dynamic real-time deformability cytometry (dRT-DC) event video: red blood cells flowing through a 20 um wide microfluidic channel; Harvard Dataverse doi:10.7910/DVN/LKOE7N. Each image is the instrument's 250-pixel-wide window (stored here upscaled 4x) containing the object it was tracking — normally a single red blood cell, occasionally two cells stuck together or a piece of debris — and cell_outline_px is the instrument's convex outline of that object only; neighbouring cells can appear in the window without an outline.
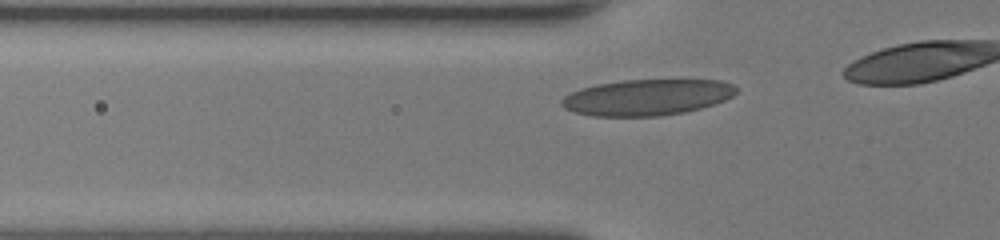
{"species": "human", "species_latin": "Homo sapiens", "temperature_condition": "room temperature", "stored_images_in_passage": 12, "camera_frame_rate_fps": 3000, "um_per_image_px": 0.085, "donor": {"sex": "female"}, "frame": {"image": 1, "passage_image": 4, "time_ms": 1.0, "image_size_px": [1000, 240], "cell_outline_px": [[736, 92], [732, 96], [716, 104], [684, 112], [660, 116], [592, 116], [576, 112], [564, 108], [560, 104], [560, 100], [564, 96], [580, 88], [596, 84], [624, 80], [720, 80], [732, 84], [736, 88]], "centroid_in_image_um": [54.98, 8.27], "position_along_channel_um": 70.8, "area_um2": 36.7}}
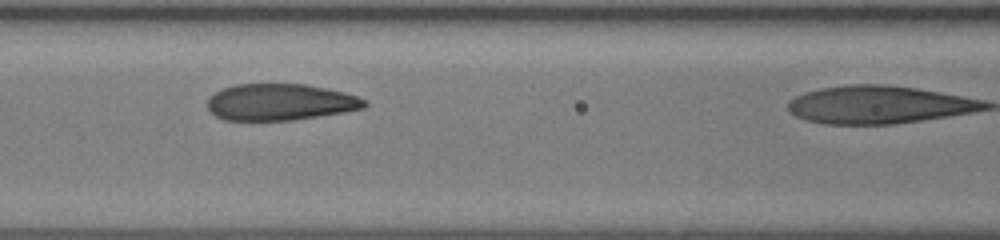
{"frame": {"image": 2, "passage_image": 9, "time_ms": 2.667, "image_size_px": [1000, 240], "cell_outline_px": [[368, 104], [364, 108], [344, 112], [292, 120], [224, 120], [216, 116], [208, 108], [208, 100], [216, 92], [224, 88], [236, 84], [308, 84], [328, 88], [344, 92], [356, 96], [364, 100]], "centroid_in_image_um": [23.84, 8.67], "position_along_channel_um": 142.8, "area_um2": 33.29}}